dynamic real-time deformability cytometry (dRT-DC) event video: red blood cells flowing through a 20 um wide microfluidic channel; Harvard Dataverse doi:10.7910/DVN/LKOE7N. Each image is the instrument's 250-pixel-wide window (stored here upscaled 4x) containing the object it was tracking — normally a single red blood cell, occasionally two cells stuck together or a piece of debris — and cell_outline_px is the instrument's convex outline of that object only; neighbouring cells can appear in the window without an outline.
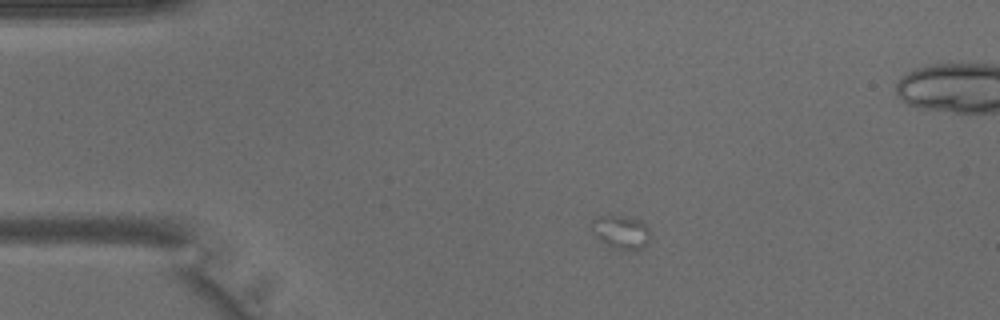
{"species": "common noctule bat (a hibernating species)", "species_latin": "Nyctalus noctula", "temperature_condition": "warm", "stored_images_in_passage": 3, "camera_frame_rate_fps": 3000, "um_per_image_px": 0.085, "animal": {"sex": "male", "body_mass_g": 15.6}, "frame": {"image": 1, "passage_image": 1, "time_ms": 0.0, "image_size_px": [1000, 320], "cell_outline_px": [[652, 232], [648, 244], [644, 248], [636, 252], [612, 248], [596, 236], [592, 228], [592, 220], [600, 216], [620, 216], [640, 220]], "centroid_in_image_um": [52.87, 19.77], "position_along_channel_um": 32.1, "area_um2": 11.56}}